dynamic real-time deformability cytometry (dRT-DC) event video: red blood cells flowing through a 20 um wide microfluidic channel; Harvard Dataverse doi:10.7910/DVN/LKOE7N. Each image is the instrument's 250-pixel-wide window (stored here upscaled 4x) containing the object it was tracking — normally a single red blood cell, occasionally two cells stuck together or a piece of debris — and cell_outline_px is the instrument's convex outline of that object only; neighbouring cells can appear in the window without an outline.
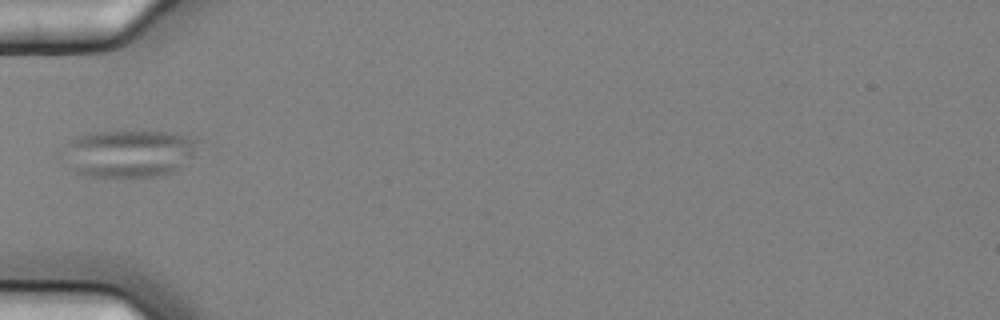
{"species": "common noctule bat (a hibernating species)", "species_latin": "Nyctalus noctula", "temperature_condition": "cold", "stored_images_in_passage": 6, "camera_frame_rate_fps": 3000, "um_per_image_px": 0.085, "animal": {"sex": "female", "body_mass_g": 25.1}, "frame": {"image": 1, "passage_image": 1, "time_ms": 0.0, "image_size_px": [1000, 320], "cell_outline_px": [[192, 156], [180, 168], [172, 172], [152, 176], [88, 176], [76, 172], [68, 148], [68, 144], [76, 136], [96, 132], [164, 132], [184, 136], [192, 140]], "centroid_in_image_um": [10.99, 13.04], "position_along_channel_um": 74.0, "area_um2": 35.08}}
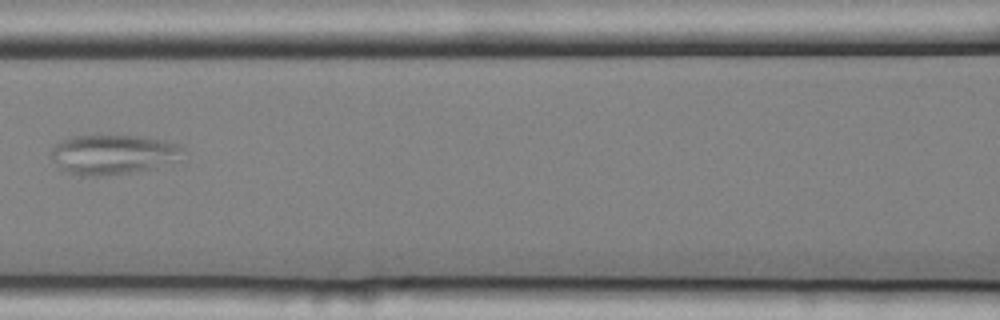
{"frame": {"image": 2, "passage_image": 3, "time_ms": 0.667, "image_size_px": [1000, 320], "cell_outline_px": [[184, 148], [180, 160], [156, 168], [128, 172], [96, 176], [80, 176], [68, 172], [60, 168], [52, 156], [52, 148], [60, 140], [72, 136], [140, 136], [164, 140], [184, 144]], "centroid_in_image_um": [9.68, 13.12], "position_along_channel_um": 156.9, "area_um2": 30.58}}
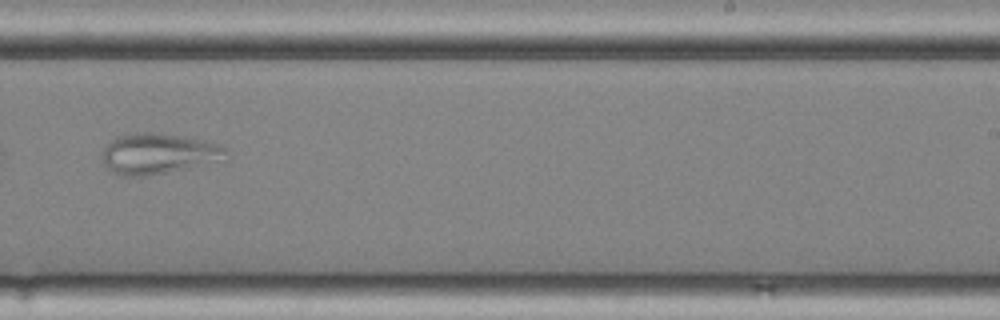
{"frame": {"image": 3, "passage_image": 6, "time_ms": 1.667, "image_size_px": [1000, 320], "cell_outline_px": [[228, 160], [144, 176], [116, 176], [104, 164], [104, 148], [116, 136], [136, 132], [160, 132], [204, 140], [228, 148]], "centroid_in_image_um": [13.51, 13.05], "position_along_channel_um": 275.5, "area_um2": 29.54}}